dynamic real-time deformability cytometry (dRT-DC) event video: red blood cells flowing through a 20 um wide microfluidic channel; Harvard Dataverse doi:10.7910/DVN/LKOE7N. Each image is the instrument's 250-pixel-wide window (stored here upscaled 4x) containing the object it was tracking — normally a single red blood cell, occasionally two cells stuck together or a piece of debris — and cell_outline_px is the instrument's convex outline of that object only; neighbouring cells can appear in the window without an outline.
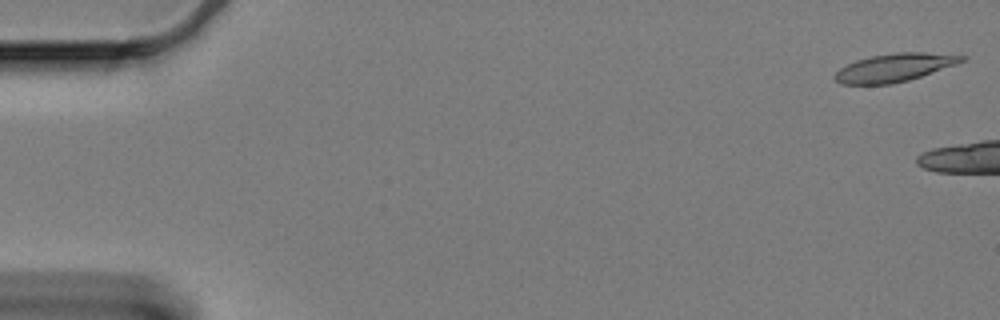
{"species": "Egyptian fruit bat (a non-hibernating species)", "species_latin": "Rousettus aegyptiacus", "temperature_condition": "cold", "stored_images_in_passage": 7, "camera_frame_rate_fps": 3000, "um_per_image_px": 0.085, "animal": {"sex": "female"}, "frame": {"image": 1, "passage_image": 1, "time_ms": 0.0, "image_size_px": [1000, 320], "cell_outline_px": [[968, 56], [964, 60], [956, 64], [908, 80], [892, 84], [840, 84], [832, 76], [840, 68], [856, 60], [872, 56], [896, 52], [924, 52]], "centroid_in_image_um": [76.0, 5.74], "position_along_channel_um": 9.0, "area_um2": 20.58}}